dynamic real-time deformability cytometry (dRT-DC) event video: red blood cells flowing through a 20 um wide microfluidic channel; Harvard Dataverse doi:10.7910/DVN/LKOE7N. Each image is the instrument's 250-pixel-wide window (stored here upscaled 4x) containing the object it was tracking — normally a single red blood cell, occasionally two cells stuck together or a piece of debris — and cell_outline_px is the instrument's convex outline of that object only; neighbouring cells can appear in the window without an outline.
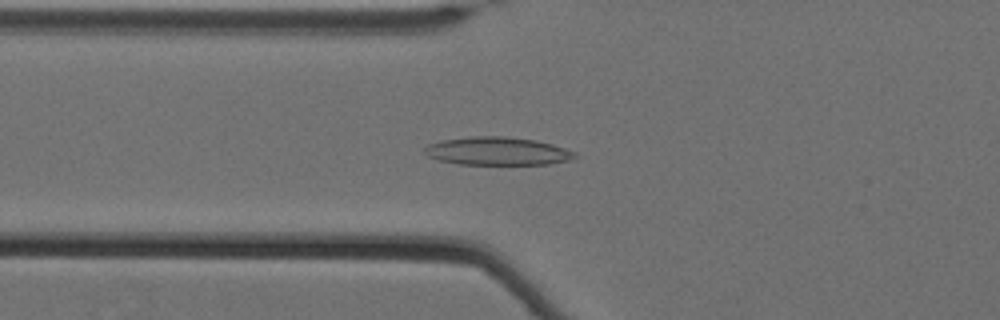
{"species": "Egyptian fruit bat (a non-hibernating species)", "species_latin": "Rousettus aegyptiacus", "temperature_condition": "cold", "stored_images_in_passage": 63, "camera_frame_rate_fps": 3000, "um_per_image_px": 0.085, "animal": {"sex": "female"}, "frame": {"image": 1, "passage_image": 27, "time_ms": 8.667, "image_size_px": [1000, 320], "cell_outline_px": [[580, 156], [568, 160], [548, 164], [460, 164], [440, 160], [428, 156], [424, 152], [424, 148], [428, 144], [440, 140], [472, 136], [504, 136], [536, 140], [552, 144], [576, 152]], "centroid_in_image_um": [42.28, 12.84], "position_along_channel_um": 83.5, "area_um2": 24.62}}
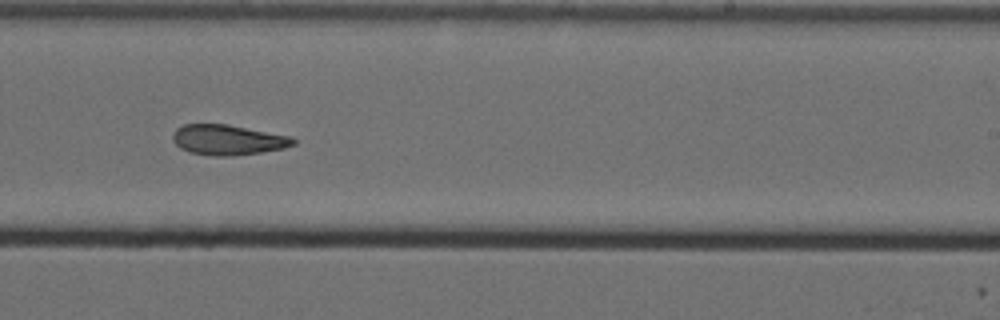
{"frame": {"image": 2, "passage_image": 43, "time_ms": 14.0, "image_size_px": [1000, 320], "cell_outline_px": [[296, 144], [284, 148], [260, 152], [228, 156], [212, 156], [188, 152], [180, 148], [172, 140], [172, 136], [176, 128], [184, 124], [228, 124], [292, 136], [296, 140]], "centroid_in_image_um": [19.37, 11.88], "position_along_channel_um": 269.6, "area_um2": 21.39}}
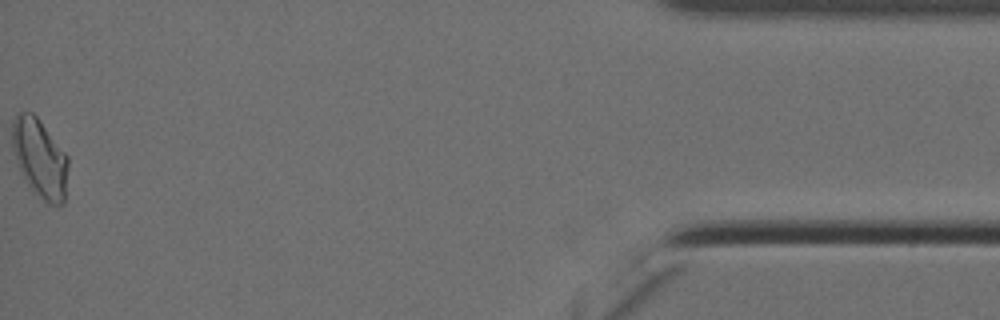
{"frame": {"image": 3, "passage_image": 63, "time_ms": 20.667, "image_size_px": [1000, 320], "cell_outline_px": [[68, 164], [64, 204], [48, 204], [32, 192], [20, 168], [12, 144], [12, 120], [16, 112], [20, 108], [32, 112], [36, 116], [68, 156]], "centroid_in_image_um": [3.38, 13.41], "position_along_channel_um": 431.8, "area_um2": 25.61}, "authors_computed_cell_mechanics": {"area_um2": 23.2356, "velocity_mm_per_s": 3.4776, "shape_relaxation_time_tau1_ms": null, "shape_relaxation_time_tau2_ms": 6.1302, "deformation_change_tau1": null, "deformation_change_tau2": 0.1257}}